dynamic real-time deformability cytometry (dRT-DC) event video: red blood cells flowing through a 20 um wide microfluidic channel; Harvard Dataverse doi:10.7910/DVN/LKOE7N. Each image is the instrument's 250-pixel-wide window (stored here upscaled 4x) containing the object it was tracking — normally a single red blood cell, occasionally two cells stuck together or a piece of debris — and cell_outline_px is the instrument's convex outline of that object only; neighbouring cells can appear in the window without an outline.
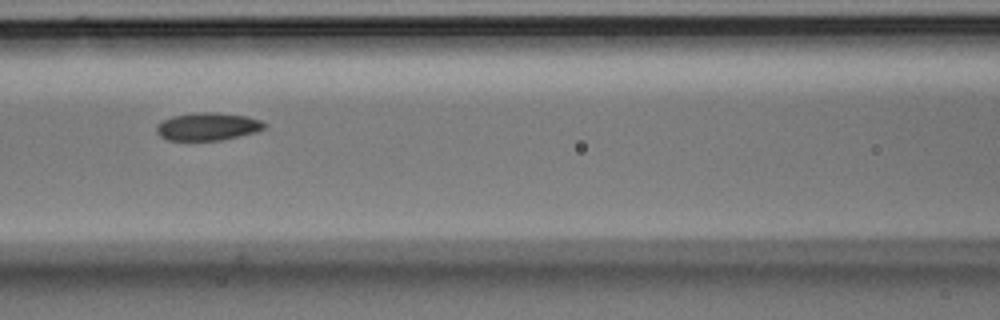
{"species": "Egyptian fruit bat (a non-hibernating species)", "species_latin": "Rousettus aegyptiacus", "temperature_condition": "room temperature", "stored_images_in_passage": 10, "camera_frame_rate_fps": 3000, "um_per_image_px": 0.085, "animal": {"sex": "male"}, "frame": {"image": 1, "passage_image": 6, "time_ms": 1.667, "image_size_px": [1000, 320], "cell_outline_px": [[268, 124], [264, 128], [256, 132], [220, 140], [168, 140], [160, 136], [156, 132], [156, 124], [172, 116], [192, 112], [220, 112], [248, 116], [260, 120]], "centroid_in_image_um": [17.65, 10.74], "position_along_channel_um": 148.9, "area_um2": 17.63}}
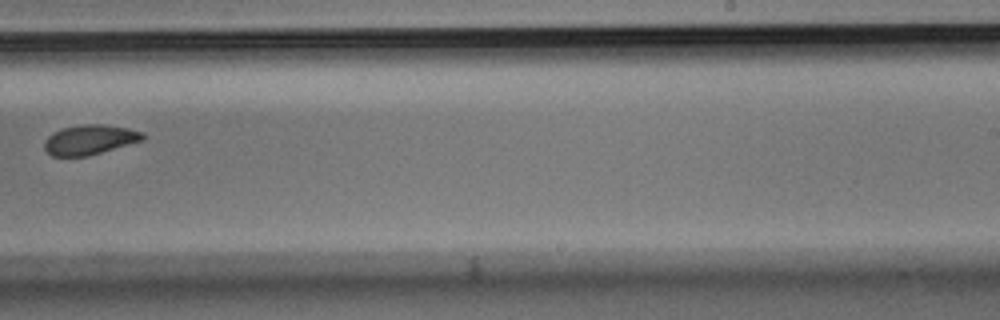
{"frame": {"image": 2, "passage_image": 9, "time_ms": 2.667, "image_size_px": [1000, 320], "cell_outline_px": [[144, 140], [88, 156], [52, 156], [44, 148], [44, 140], [52, 132], [60, 128], [84, 124], [100, 124], [128, 128], [144, 132]], "centroid_in_image_um": [7.62, 11.87], "position_along_channel_um": 281.4, "area_um2": 17.17}}
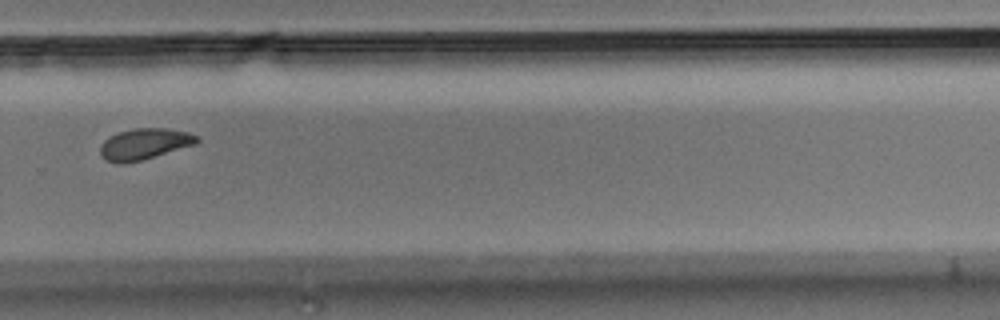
{"frame": {"image": 3, "passage_image": 10, "time_ms": 3.0, "image_size_px": [1000, 320], "cell_outline_px": [[200, 140], [196, 144], [144, 160], [124, 164], [116, 164], [104, 160], [100, 156], [100, 144], [108, 136], [116, 132], [132, 128], [164, 128], [188, 132], [200, 136]], "centroid_in_image_um": [12.24, 12.25], "position_along_channel_um": 317.6, "area_um2": 18.09}}